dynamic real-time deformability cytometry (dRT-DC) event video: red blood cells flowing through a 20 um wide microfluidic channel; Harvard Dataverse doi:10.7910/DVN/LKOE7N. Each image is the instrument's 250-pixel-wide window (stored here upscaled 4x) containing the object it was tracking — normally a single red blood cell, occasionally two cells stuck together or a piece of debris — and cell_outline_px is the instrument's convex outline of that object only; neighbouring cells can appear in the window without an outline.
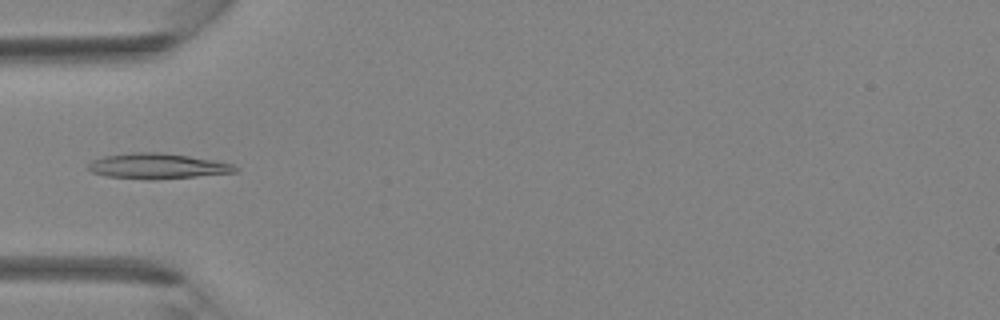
{"species": "Egyptian fruit bat (a non-hibernating species)", "species_latin": "Rousettus aegyptiacus", "temperature_condition": "room temperature", "stored_images_in_passage": 38, "camera_frame_rate_fps": 3000, "um_per_image_px": 0.085, "animal": {"sex": "female"}, "frame": {"image": 1, "passage_image": 12, "time_ms": 3.667, "image_size_px": [1000, 320], "cell_outline_px": [[240, 168], [236, 172], [196, 176], [152, 180], [148, 180], [108, 176], [92, 172], [88, 168], [88, 164], [92, 160], [104, 156], [132, 152], [160, 152], [216, 160], [232, 164]], "centroid_in_image_um": [13.39, 14.11], "position_along_channel_um": 71.6, "area_um2": 21.73}}
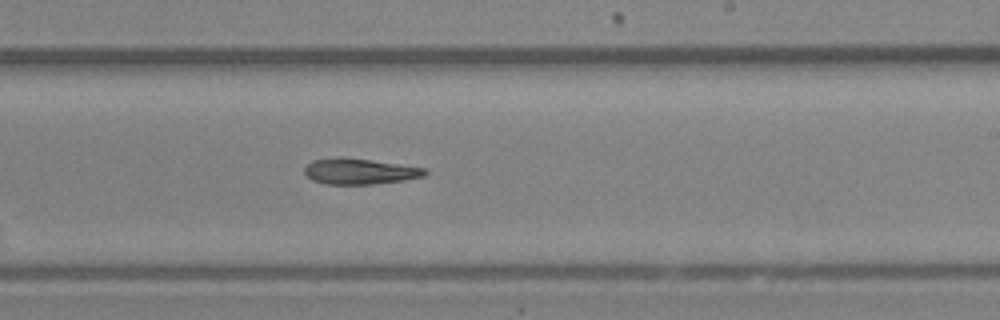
{"frame": {"image": 2, "passage_image": 23, "time_ms": 7.333, "image_size_px": [1000, 320], "cell_outline_px": [[428, 172], [424, 176], [404, 180], [372, 184], [324, 184], [312, 180], [304, 172], [304, 168], [312, 160], [340, 156], [372, 160], [424, 168]], "centroid_in_image_um": [30.53, 14.56], "position_along_channel_um": 258.5, "area_um2": 18.09}}
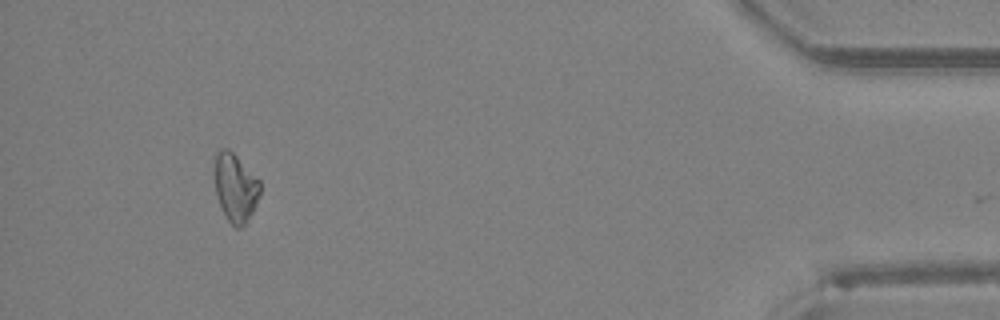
{"frame": {"image": 3, "passage_image": 36, "time_ms": 11.667, "image_size_px": [1000, 320], "cell_outline_px": [[260, 192], [256, 204], [252, 212], [244, 224], [240, 228], [236, 228], [228, 220], [220, 204], [216, 192], [216, 152], [220, 148], [228, 148], [260, 180]], "centroid_in_image_um": [20.03, 15.94], "position_along_channel_um": 415.2, "area_um2": 17.57}}